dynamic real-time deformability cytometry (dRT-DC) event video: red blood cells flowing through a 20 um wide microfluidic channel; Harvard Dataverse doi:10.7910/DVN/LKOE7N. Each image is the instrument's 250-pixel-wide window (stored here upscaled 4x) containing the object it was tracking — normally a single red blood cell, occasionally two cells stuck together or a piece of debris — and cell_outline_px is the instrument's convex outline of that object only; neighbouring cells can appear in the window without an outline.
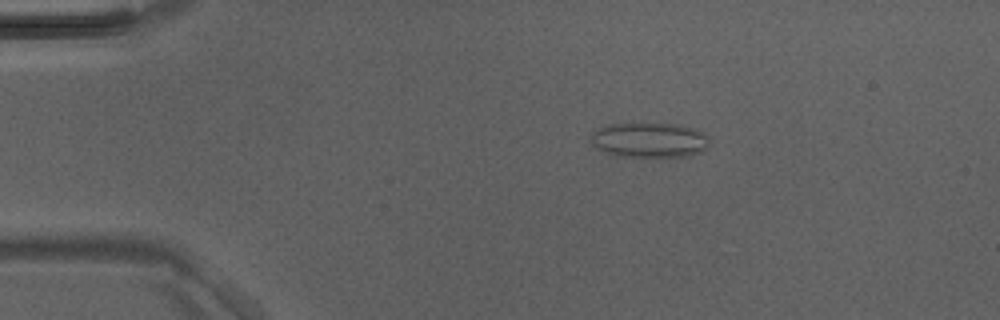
{"species": "Egyptian fruit bat (a non-hibernating species)", "species_latin": "Rousettus aegyptiacus", "temperature_condition": "room temperature", "stored_images_in_passage": 4, "camera_frame_rate_fps": 3000, "um_per_image_px": 0.085, "animal": {"sex": "male"}, "frame": {"image": 1, "passage_image": 2, "time_ms": 0.333, "image_size_px": [1000, 320], "cell_outline_px": [[708, 144], [700, 152], [688, 156], [612, 156], [596, 148], [588, 140], [592, 132], [596, 128], [612, 124], [680, 124], [704, 132], [708, 136]], "centroid_in_image_um": [55.14, 11.9], "position_along_channel_um": 29.9, "area_um2": 24.22}}
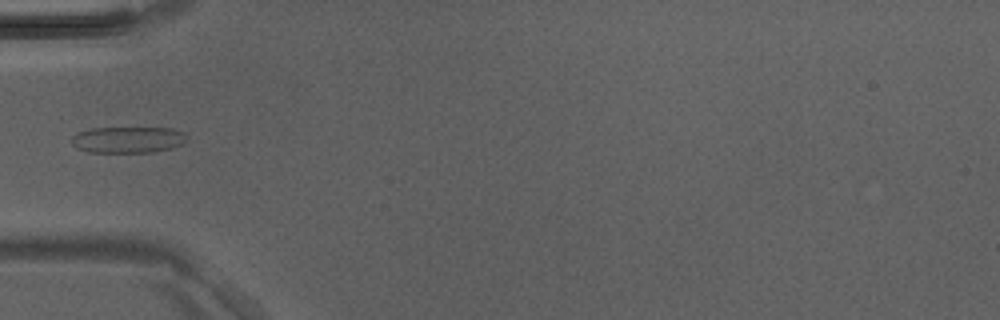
{"frame": {"image": 2, "passage_image": 4, "time_ms": 1.0, "image_size_px": [1000, 320], "cell_outline_px": [[184, 144], [172, 148], [152, 152], [88, 152], [76, 148], [72, 144], [72, 136], [80, 132], [92, 128], [172, 128], [184, 132]], "centroid_in_image_um": [10.87, 11.88], "position_along_channel_um": 74.1, "area_um2": 17.57}}